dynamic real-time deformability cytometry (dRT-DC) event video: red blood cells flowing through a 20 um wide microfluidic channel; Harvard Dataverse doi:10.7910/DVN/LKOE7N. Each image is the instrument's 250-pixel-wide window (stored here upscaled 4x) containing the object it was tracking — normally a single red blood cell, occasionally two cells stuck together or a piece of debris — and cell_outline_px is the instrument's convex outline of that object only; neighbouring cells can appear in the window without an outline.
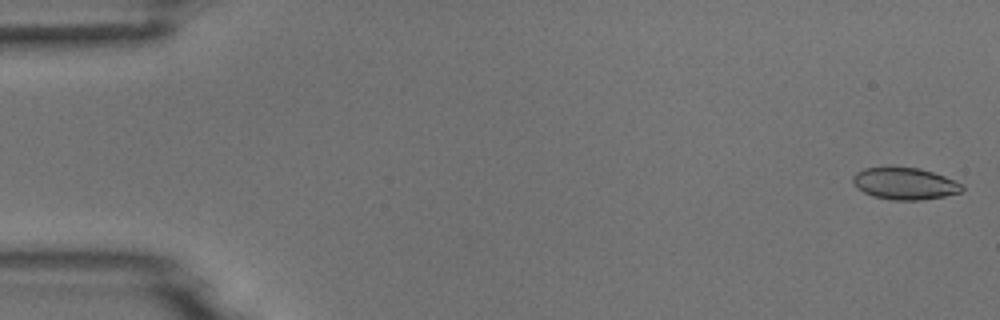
{"species": "common noctule bat (a hibernating species)", "species_latin": "Nyctalus noctula", "temperature_condition": "room temperature", "stored_images_in_passage": 53, "camera_frame_rate_fps": 3000, "um_per_image_px": 0.085, "animal": {"sex": "male", "body_mass_g": 18.8}, "frame": {"image": 1, "passage_image": 1, "time_ms": 0.0, "image_size_px": [1000, 320], "cell_outline_px": [[964, 188], [960, 192], [944, 196], [920, 200], [892, 200], [872, 196], [856, 188], [852, 180], [852, 176], [856, 172], [864, 168], [920, 168], [944, 176], [964, 184]], "centroid_in_image_um": [76.9, 15.62], "position_along_channel_um": 8.1, "area_um2": 20.17}}
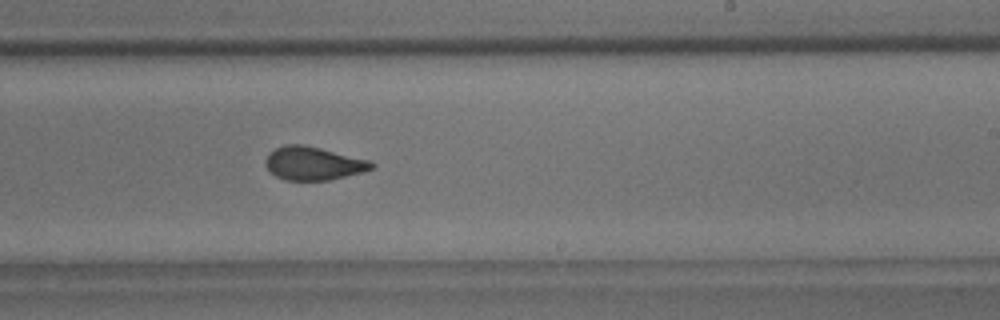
{"frame": {"image": 2, "passage_image": 32, "time_ms": 10.333, "image_size_px": [1000, 320], "cell_outline_px": [[376, 164], [372, 168], [364, 172], [328, 180], [284, 180], [268, 172], [264, 164], [264, 160], [276, 148], [284, 144], [304, 144], [368, 160]], "centroid_in_image_um": [26.6, 13.89], "position_along_channel_um": 262.4, "area_um2": 20.58}}
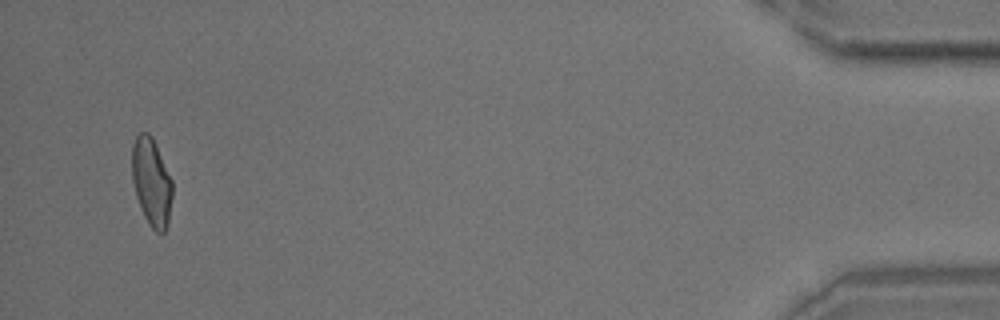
{"frame": {"image": 3, "passage_image": 51, "time_ms": 16.667, "image_size_px": [1000, 320], "cell_outline_px": [[172, 196], [168, 224], [164, 232], [156, 232], [148, 224], [144, 216], [136, 196], [132, 180], [132, 144], [136, 136], [140, 132], [148, 132], [152, 136], [156, 144], [172, 180]], "centroid_in_image_um": [12.87, 15.46], "position_along_channel_um": 422.3, "area_um2": 20.75}}